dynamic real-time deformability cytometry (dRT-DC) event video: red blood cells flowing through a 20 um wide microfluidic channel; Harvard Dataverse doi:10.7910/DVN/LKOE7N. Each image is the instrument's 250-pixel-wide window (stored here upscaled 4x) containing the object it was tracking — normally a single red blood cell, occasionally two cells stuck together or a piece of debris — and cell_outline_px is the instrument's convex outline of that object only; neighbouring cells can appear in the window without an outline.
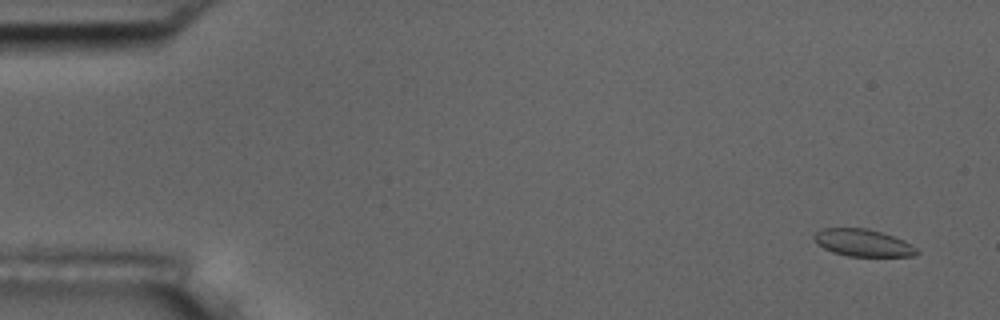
{"species": "common noctule bat (a hibernating species)", "species_latin": "Nyctalus noctula", "temperature_condition": "room temperature", "stored_images_in_passage": 6, "camera_frame_rate_fps": 3000, "um_per_image_px": 0.085, "animal": {"sex": "male", "body_mass_g": 17.5, "forearm_length_mm": 52.3}, "frame": {"image": 1, "passage_image": 1, "time_ms": 0.0, "image_size_px": [1000, 320], "cell_outline_px": [[920, 252], [916, 256], [848, 256], [832, 252], [824, 248], [812, 236], [816, 232], [824, 228], [868, 228], [904, 240], [916, 248]], "centroid_in_image_um": [73.37, 20.64], "position_along_channel_um": 11.6, "area_um2": 16.13}}
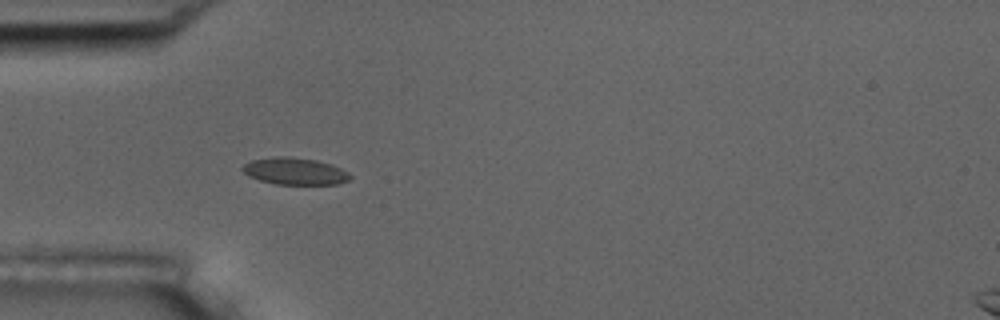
{"frame": {"image": 2, "passage_image": 5, "time_ms": 4.667, "image_size_px": [1000, 320], "cell_outline_px": [[352, 176], [348, 180], [336, 184], [276, 184], [260, 180], [248, 176], [240, 168], [244, 164], [252, 160], [276, 156], [288, 156], [316, 160], [332, 164], [348, 172]], "centroid_in_image_um": [25.05, 14.54], "position_along_channel_um": 60.0, "area_um2": 16.88}}